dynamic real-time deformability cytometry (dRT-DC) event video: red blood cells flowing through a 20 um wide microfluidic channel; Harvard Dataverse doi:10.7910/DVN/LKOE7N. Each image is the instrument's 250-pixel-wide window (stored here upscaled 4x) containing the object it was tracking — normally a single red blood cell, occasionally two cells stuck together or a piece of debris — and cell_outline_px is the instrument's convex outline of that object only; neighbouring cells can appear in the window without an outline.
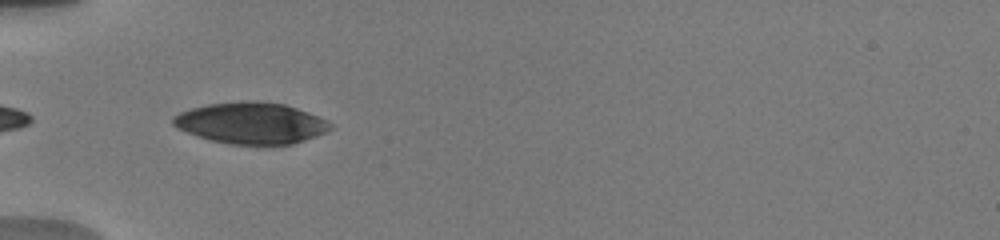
{"species": "human", "species_latin": "Homo sapiens", "temperature_condition": "warm", "stored_images_in_passage": 4, "camera_frame_rate_fps": 3000, "um_per_image_px": 0.085, "donor": {"sex": "male"}, "frame": {"image": 1, "passage_image": 1, "time_ms": 0.0, "image_size_px": [1000, 240], "cell_outline_px": [[332, 128], [316, 136], [292, 144], [272, 148], [264, 148], [228, 144], [196, 136], [176, 128], [172, 124], [172, 116], [180, 112], [192, 108], [208, 104], [256, 100], [284, 104], [296, 108], [316, 116], [332, 124]], "centroid_in_image_um": [21.32, 10.51], "position_along_channel_um": 63.7, "area_um2": 38.61}}
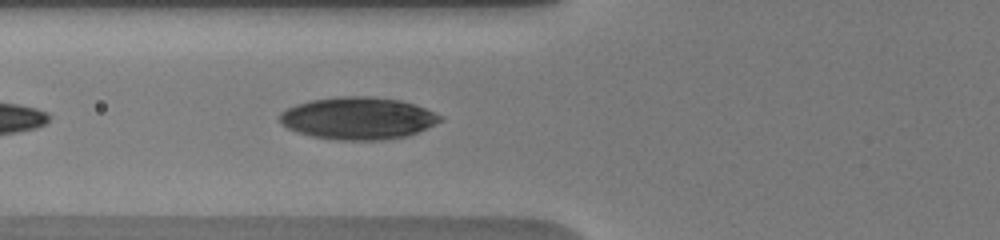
{"frame": {"image": 2, "passage_image": 4, "time_ms": 1.0, "image_size_px": [1000, 240], "cell_outline_px": [[444, 120], [416, 132], [404, 136], [384, 140], [336, 140], [312, 136], [288, 128], [280, 124], [280, 112], [296, 104], [312, 100], [336, 96], [372, 96], [400, 100], [416, 104], [444, 116]], "centroid_in_image_um": [30.45, 10.04], "position_along_channel_um": 95.4, "area_um2": 39.59}}